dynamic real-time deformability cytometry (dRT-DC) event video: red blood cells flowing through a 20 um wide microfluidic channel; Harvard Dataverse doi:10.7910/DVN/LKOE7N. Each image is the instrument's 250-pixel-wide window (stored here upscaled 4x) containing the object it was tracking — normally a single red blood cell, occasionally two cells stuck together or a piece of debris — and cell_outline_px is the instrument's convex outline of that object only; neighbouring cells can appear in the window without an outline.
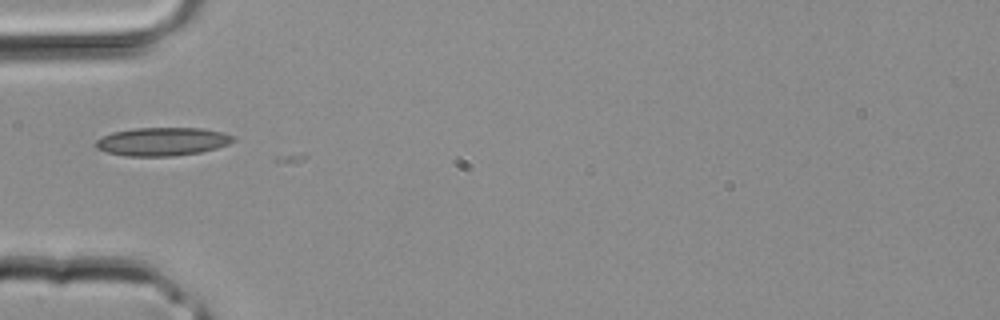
{"species": "common noctule bat (a hibernating species)", "species_latin": "Nyctalus noctula", "temperature_condition": "room temperature", "stored_images_in_passage": 4, "camera_frame_rate_fps": 3000, "um_per_image_px": 0.085, "animal": {"sex": "male", "body_mass_g": 20.4}, "frame": {"image": 1, "passage_image": 4, "time_ms": 1.0, "image_size_px": [1000, 320], "cell_outline_px": [[236, 140], [228, 144], [216, 148], [200, 152], [172, 156], [128, 156], [108, 152], [96, 148], [96, 140], [100, 136], [112, 132], [132, 128], [204, 128], [236, 136]], "centroid_in_image_um": [13.8, 12.02], "position_along_channel_um": 71.2, "area_um2": 22.72}}